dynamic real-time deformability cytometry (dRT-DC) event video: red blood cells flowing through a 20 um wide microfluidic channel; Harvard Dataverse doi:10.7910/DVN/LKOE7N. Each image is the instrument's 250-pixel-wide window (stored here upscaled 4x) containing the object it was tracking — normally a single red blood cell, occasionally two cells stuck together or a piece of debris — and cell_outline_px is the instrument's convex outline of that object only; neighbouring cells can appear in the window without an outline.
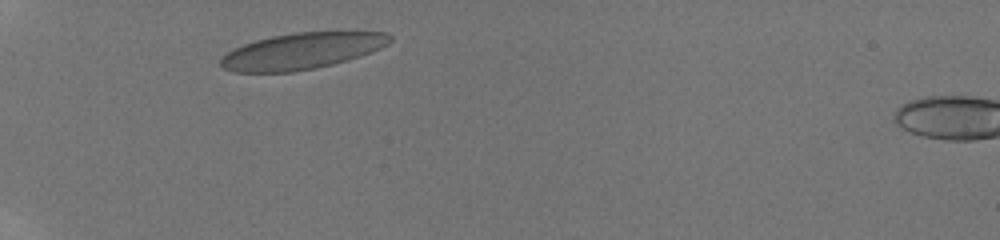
{"species": "human", "species_latin": "Homo sapiens", "temperature_condition": "room temperature", "stored_images_in_passage": 5, "camera_frame_rate_fps": 3000, "um_per_image_px": 0.085, "donor": {"sex": "male"}, "frame": {"image": 1, "passage_image": 2, "time_ms": 0.667, "image_size_px": [1000, 240], "cell_outline_px": [[392, 40], [388, 44], [380, 48], [360, 56], [348, 60], [316, 68], [292, 72], [232, 72], [224, 68], [220, 64], [220, 60], [228, 52], [244, 44], [256, 40], [272, 36], [296, 32], [384, 32], [392, 36]], "centroid_in_image_um": [25.67, 4.34], "position_along_channel_um": 59.3, "area_um2": 35.49}}